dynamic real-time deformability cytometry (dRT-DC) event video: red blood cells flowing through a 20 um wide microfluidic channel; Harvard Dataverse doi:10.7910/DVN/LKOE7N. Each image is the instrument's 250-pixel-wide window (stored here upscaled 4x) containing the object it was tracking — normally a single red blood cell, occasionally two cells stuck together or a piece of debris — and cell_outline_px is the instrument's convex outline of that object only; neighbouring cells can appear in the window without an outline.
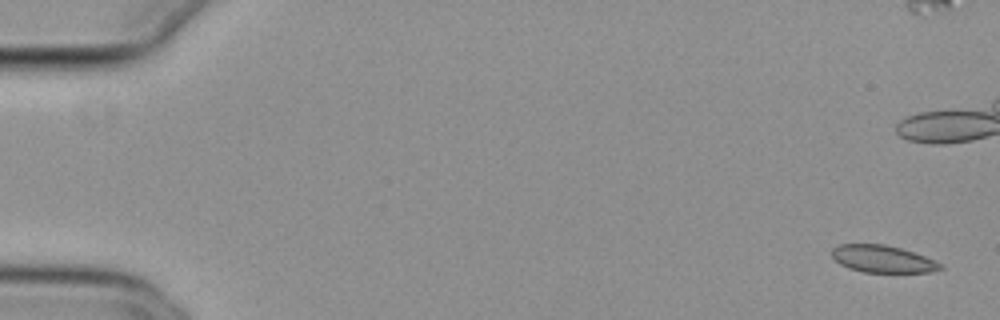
{"species": "common noctule bat (a hibernating species)", "species_latin": "Nyctalus noctula", "temperature_condition": "cold", "stored_images_in_passage": 8, "camera_frame_rate_fps": 3000, "um_per_image_px": 0.085, "animal": {"sex": "female", "body_mass_g": 29.2, "forearm_length_mm": 56.3}, "frame": {"image": 1, "passage_image": 1, "time_ms": 0.0, "image_size_px": [1000, 320], "cell_outline_px": [[944, 268], [932, 272], [864, 272], [848, 268], [840, 264], [832, 256], [832, 248], [840, 244], [884, 244], [900, 248], [936, 260], [944, 264]], "centroid_in_image_um": [75.05, 22.01], "position_along_channel_um": 9.9, "area_um2": 17.22}}